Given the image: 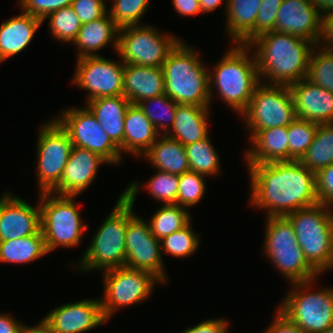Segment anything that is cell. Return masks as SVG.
<instances>
[{
  "label": "cell",
  "mask_w": 333,
  "mask_h": 333,
  "mask_svg": "<svg viewBox=\"0 0 333 333\" xmlns=\"http://www.w3.org/2000/svg\"><path fill=\"white\" fill-rule=\"evenodd\" d=\"M250 206L264 209L266 217L286 216L319 204L315 173L300 161L247 164Z\"/></svg>",
  "instance_id": "6da1fadb"
},
{
  "label": "cell",
  "mask_w": 333,
  "mask_h": 333,
  "mask_svg": "<svg viewBox=\"0 0 333 333\" xmlns=\"http://www.w3.org/2000/svg\"><path fill=\"white\" fill-rule=\"evenodd\" d=\"M248 46H254L255 51L251 52L255 55L261 82L266 78L267 84L290 86L306 77L315 44L271 31L258 36Z\"/></svg>",
  "instance_id": "7a4b0ae2"
},
{
  "label": "cell",
  "mask_w": 333,
  "mask_h": 333,
  "mask_svg": "<svg viewBox=\"0 0 333 333\" xmlns=\"http://www.w3.org/2000/svg\"><path fill=\"white\" fill-rule=\"evenodd\" d=\"M139 185L135 180L121 193L112 212L94 233L91 243L80 258L78 272L87 273L95 269L106 271L125 266L128 217L133 213Z\"/></svg>",
  "instance_id": "3957f363"
},
{
  "label": "cell",
  "mask_w": 333,
  "mask_h": 333,
  "mask_svg": "<svg viewBox=\"0 0 333 333\" xmlns=\"http://www.w3.org/2000/svg\"><path fill=\"white\" fill-rule=\"evenodd\" d=\"M250 50L248 45L232 44L214 69L209 70L210 101L216 87L220 99L238 115L246 110L261 83L255 55L249 54Z\"/></svg>",
  "instance_id": "277c9868"
},
{
  "label": "cell",
  "mask_w": 333,
  "mask_h": 333,
  "mask_svg": "<svg viewBox=\"0 0 333 333\" xmlns=\"http://www.w3.org/2000/svg\"><path fill=\"white\" fill-rule=\"evenodd\" d=\"M195 48L179 41L162 64L165 94L177 104L211 107L209 69Z\"/></svg>",
  "instance_id": "5b68a950"
},
{
  "label": "cell",
  "mask_w": 333,
  "mask_h": 333,
  "mask_svg": "<svg viewBox=\"0 0 333 333\" xmlns=\"http://www.w3.org/2000/svg\"><path fill=\"white\" fill-rule=\"evenodd\" d=\"M304 258L322 275L333 269V210L324 204L289 213Z\"/></svg>",
  "instance_id": "8992f818"
},
{
  "label": "cell",
  "mask_w": 333,
  "mask_h": 333,
  "mask_svg": "<svg viewBox=\"0 0 333 333\" xmlns=\"http://www.w3.org/2000/svg\"><path fill=\"white\" fill-rule=\"evenodd\" d=\"M263 251L290 283L318 278L319 273L304 258L290 220L286 216L266 217Z\"/></svg>",
  "instance_id": "52a82bcc"
},
{
  "label": "cell",
  "mask_w": 333,
  "mask_h": 333,
  "mask_svg": "<svg viewBox=\"0 0 333 333\" xmlns=\"http://www.w3.org/2000/svg\"><path fill=\"white\" fill-rule=\"evenodd\" d=\"M316 280L291 283L292 289L277 308L303 333H322L333 326V288L314 292Z\"/></svg>",
  "instance_id": "ba28073f"
},
{
  "label": "cell",
  "mask_w": 333,
  "mask_h": 333,
  "mask_svg": "<svg viewBox=\"0 0 333 333\" xmlns=\"http://www.w3.org/2000/svg\"><path fill=\"white\" fill-rule=\"evenodd\" d=\"M39 194L41 231L48 253L58 247H77L88 226L74 202L76 196H59L51 192Z\"/></svg>",
  "instance_id": "9c48e42d"
},
{
  "label": "cell",
  "mask_w": 333,
  "mask_h": 333,
  "mask_svg": "<svg viewBox=\"0 0 333 333\" xmlns=\"http://www.w3.org/2000/svg\"><path fill=\"white\" fill-rule=\"evenodd\" d=\"M249 131V140L259 131L288 126L295 118L293 95L289 86L261 82L241 114Z\"/></svg>",
  "instance_id": "30bf717a"
},
{
  "label": "cell",
  "mask_w": 333,
  "mask_h": 333,
  "mask_svg": "<svg viewBox=\"0 0 333 333\" xmlns=\"http://www.w3.org/2000/svg\"><path fill=\"white\" fill-rule=\"evenodd\" d=\"M102 273L104 274V294L100 301L106 321H109L118 309L147 300L153 293L155 284L162 283L149 271L126 266L109 269Z\"/></svg>",
  "instance_id": "8fae6325"
},
{
  "label": "cell",
  "mask_w": 333,
  "mask_h": 333,
  "mask_svg": "<svg viewBox=\"0 0 333 333\" xmlns=\"http://www.w3.org/2000/svg\"><path fill=\"white\" fill-rule=\"evenodd\" d=\"M180 40L170 33L162 35L149 24L127 26L119 29L117 53L126 64L162 67Z\"/></svg>",
  "instance_id": "7c38bea8"
},
{
  "label": "cell",
  "mask_w": 333,
  "mask_h": 333,
  "mask_svg": "<svg viewBox=\"0 0 333 333\" xmlns=\"http://www.w3.org/2000/svg\"><path fill=\"white\" fill-rule=\"evenodd\" d=\"M73 144L68 133L51 118L42 125L37 138V181L39 193L51 192L60 182Z\"/></svg>",
  "instance_id": "4fadbf2b"
},
{
  "label": "cell",
  "mask_w": 333,
  "mask_h": 333,
  "mask_svg": "<svg viewBox=\"0 0 333 333\" xmlns=\"http://www.w3.org/2000/svg\"><path fill=\"white\" fill-rule=\"evenodd\" d=\"M59 115L54 119L68 133L73 146L88 149L111 165L122 162L123 154L87 107H68Z\"/></svg>",
  "instance_id": "5bb4252c"
},
{
  "label": "cell",
  "mask_w": 333,
  "mask_h": 333,
  "mask_svg": "<svg viewBox=\"0 0 333 333\" xmlns=\"http://www.w3.org/2000/svg\"><path fill=\"white\" fill-rule=\"evenodd\" d=\"M125 248L126 267L149 271L167 284L161 241L151 233L149 223L135 212L128 217Z\"/></svg>",
  "instance_id": "9a60e30c"
},
{
  "label": "cell",
  "mask_w": 333,
  "mask_h": 333,
  "mask_svg": "<svg viewBox=\"0 0 333 333\" xmlns=\"http://www.w3.org/2000/svg\"><path fill=\"white\" fill-rule=\"evenodd\" d=\"M72 83L89 91L86 103L102 97L123 95L124 62L101 55L78 58Z\"/></svg>",
  "instance_id": "2e32d148"
},
{
  "label": "cell",
  "mask_w": 333,
  "mask_h": 333,
  "mask_svg": "<svg viewBox=\"0 0 333 333\" xmlns=\"http://www.w3.org/2000/svg\"><path fill=\"white\" fill-rule=\"evenodd\" d=\"M41 321L55 333H85L107 322L100 298L57 306Z\"/></svg>",
  "instance_id": "e0dca14e"
},
{
  "label": "cell",
  "mask_w": 333,
  "mask_h": 333,
  "mask_svg": "<svg viewBox=\"0 0 333 333\" xmlns=\"http://www.w3.org/2000/svg\"><path fill=\"white\" fill-rule=\"evenodd\" d=\"M41 231L40 206L34 207L19 196H0V242L20 239Z\"/></svg>",
  "instance_id": "ac0fdd59"
},
{
  "label": "cell",
  "mask_w": 333,
  "mask_h": 333,
  "mask_svg": "<svg viewBox=\"0 0 333 333\" xmlns=\"http://www.w3.org/2000/svg\"><path fill=\"white\" fill-rule=\"evenodd\" d=\"M322 15L312 0H283L279 8L275 32L291 34L319 44Z\"/></svg>",
  "instance_id": "d6986e66"
},
{
  "label": "cell",
  "mask_w": 333,
  "mask_h": 333,
  "mask_svg": "<svg viewBox=\"0 0 333 333\" xmlns=\"http://www.w3.org/2000/svg\"><path fill=\"white\" fill-rule=\"evenodd\" d=\"M107 164L98 154L73 146L59 184L51 191L59 196H78L93 183L100 165Z\"/></svg>",
  "instance_id": "ffe728a7"
},
{
  "label": "cell",
  "mask_w": 333,
  "mask_h": 333,
  "mask_svg": "<svg viewBox=\"0 0 333 333\" xmlns=\"http://www.w3.org/2000/svg\"><path fill=\"white\" fill-rule=\"evenodd\" d=\"M294 101L296 118L317 124L333 123V93L301 79L289 86Z\"/></svg>",
  "instance_id": "44dd1931"
},
{
  "label": "cell",
  "mask_w": 333,
  "mask_h": 333,
  "mask_svg": "<svg viewBox=\"0 0 333 333\" xmlns=\"http://www.w3.org/2000/svg\"><path fill=\"white\" fill-rule=\"evenodd\" d=\"M165 93L162 67L124 63L123 96L137 104Z\"/></svg>",
  "instance_id": "7402d4cb"
},
{
  "label": "cell",
  "mask_w": 333,
  "mask_h": 333,
  "mask_svg": "<svg viewBox=\"0 0 333 333\" xmlns=\"http://www.w3.org/2000/svg\"><path fill=\"white\" fill-rule=\"evenodd\" d=\"M249 141L252 147L245 152L247 164L289 161L287 126L259 130Z\"/></svg>",
  "instance_id": "603a6c76"
},
{
  "label": "cell",
  "mask_w": 333,
  "mask_h": 333,
  "mask_svg": "<svg viewBox=\"0 0 333 333\" xmlns=\"http://www.w3.org/2000/svg\"><path fill=\"white\" fill-rule=\"evenodd\" d=\"M43 21L24 11L0 24V64L31 43Z\"/></svg>",
  "instance_id": "cb8c5ba5"
},
{
  "label": "cell",
  "mask_w": 333,
  "mask_h": 333,
  "mask_svg": "<svg viewBox=\"0 0 333 333\" xmlns=\"http://www.w3.org/2000/svg\"><path fill=\"white\" fill-rule=\"evenodd\" d=\"M102 129L123 153L124 118L131 102L123 95L102 97L86 103Z\"/></svg>",
  "instance_id": "d4e9b609"
},
{
  "label": "cell",
  "mask_w": 333,
  "mask_h": 333,
  "mask_svg": "<svg viewBox=\"0 0 333 333\" xmlns=\"http://www.w3.org/2000/svg\"><path fill=\"white\" fill-rule=\"evenodd\" d=\"M262 0H225L226 32L233 44L248 45L255 39V21Z\"/></svg>",
  "instance_id": "484cf974"
},
{
  "label": "cell",
  "mask_w": 333,
  "mask_h": 333,
  "mask_svg": "<svg viewBox=\"0 0 333 333\" xmlns=\"http://www.w3.org/2000/svg\"><path fill=\"white\" fill-rule=\"evenodd\" d=\"M124 123L123 153L142 157L161 136L137 104L129 105Z\"/></svg>",
  "instance_id": "4316f807"
},
{
  "label": "cell",
  "mask_w": 333,
  "mask_h": 333,
  "mask_svg": "<svg viewBox=\"0 0 333 333\" xmlns=\"http://www.w3.org/2000/svg\"><path fill=\"white\" fill-rule=\"evenodd\" d=\"M210 107L178 104L171 129L165 134L183 146L207 138Z\"/></svg>",
  "instance_id": "83f0119b"
},
{
  "label": "cell",
  "mask_w": 333,
  "mask_h": 333,
  "mask_svg": "<svg viewBox=\"0 0 333 333\" xmlns=\"http://www.w3.org/2000/svg\"><path fill=\"white\" fill-rule=\"evenodd\" d=\"M118 32L119 28L108 12L97 20L82 24L78 36L73 42V45L78 49L77 57L98 56L96 52L109 43L113 44L112 48L117 52Z\"/></svg>",
  "instance_id": "f1b7e54d"
},
{
  "label": "cell",
  "mask_w": 333,
  "mask_h": 333,
  "mask_svg": "<svg viewBox=\"0 0 333 333\" xmlns=\"http://www.w3.org/2000/svg\"><path fill=\"white\" fill-rule=\"evenodd\" d=\"M161 138V139H160ZM142 156L156 170L181 175L190 170L185 147L175 139L163 135Z\"/></svg>",
  "instance_id": "f546056e"
},
{
  "label": "cell",
  "mask_w": 333,
  "mask_h": 333,
  "mask_svg": "<svg viewBox=\"0 0 333 333\" xmlns=\"http://www.w3.org/2000/svg\"><path fill=\"white\" fill-rule=\"evenodd\" d=\"M48 254L42 231L38 234L0 242V262L27 264Z\"/></svg>",
  "instance_id": "4dcf8cb0"
},
{
  "label": "cell",
  "mask_w": 333,
  "mask_h": 333,
  "mask_svg": "<svg viewBox=\"0 0 333 333\" xmlns=\"http://www.w3.org/2000/svg\"><path fill=\"white\" fill-rule=\"evenodd\" d=\"M299 161L315 174L333 163V123L318 124L313 142Z\"/></svg>",
  "instance_id": "1f68e13d"
},
{
  "label": "cell",
  "mask_w": 333,
  "mask_h": 333,
  "mask_svg": "<svg viewBox=\"0 0 333 333\" xmlns=\"http://www.w3.org/2000/svg\"><path fill=\"white\" fill-rule=\"evenodd\" d=\"M190 222L191 216L187 208L177 204H162L148 220L151 233L159 240L181 230Z\"/></svg>",
  "instance_id": "d6a6232c"
},
{
  "label": "cell",
  "mask_w": 333,
  "mask_h": 333,
  "mask_svg": "<svg viewBox=\"0 0 333 333\" xmlns=\"http://www.w3.org/2000/svg\"><path fill=\"white\" fill-rule=\"evenodd\" d=\"M211 138H207L186 145L185 151L190 167V171L205 175L215 176L220 173V157L211 143Z\"/></svg>",
  "instance_id": "836d02e7"
},
{
  "label": "cell",
  "mask_w": 333,
  "mask_h": 333,
  "mask_svg": "<svg viewBox=\"0 0 333 333\" xmlns=\"http://www.w3.org/2000/svg\"><path fill=\"white\" fill-rule=\"evenodd\" d=\"M137 105L161 135H165L171 129L178 104L165 93L143 100L137 103Z\"/></svg>",
  "instance_id": "e575fe53"
},
{
  "label": "cell",
  "mask_w": 333,
  "mask_h": 333,
  "mask_svg": "<svg viewBox=\"0 0 333 333\" xmlns=\"http://www.w3.org/2000/svg\"><path fill=\"white\" fill-rule=\"evenodd\" d=\"M314 48L305 79L333 93V48L319 44Z\"/></svg>",
  "instance_id": "d590c367"
},
{
  "label": "cell",
  "mask_w": 333,
  "mask_h": 333,
  "mask_svg": "<svg viewBox=\"0 0 333 333\" xmlns=\"http://www.w3.org/2000/svg\"><path fill=\"white\" fill-rule=\"evenodd\" d=\"M45 19H49L48 26L54 39L73 44L82 24L71 6L52 12Z\"/></svg>",
  "instance_id": "8d00e7d4"
},
{
  "label": "cell",
  "mask_w": 333,
  "mask_h": 333,
  "mask_svg": "<svg viewBox=\"0 0 333 333\" xmlns=\"http://www.w3.org/2000/svg\"><path fill=\"white\" fill-rule=\"evenodd\" d=\"M318 124L295 118L288 126L289 161H299L313 142Z\"/></svg>",
  "instance_id": "74e56055"
},
{
  "label": "cell",
  "mask_w": 333,
  "mask_h": 333,
  "mask_svg": "<svg viewBox=\"0 0 333 333\" xmlns=\"http://www.w3.org/2000/svg\"><path fill=\"white\" fill-rule=\"evenodd\" d=\"M192 222L187 226L161 239L162 254L184 258L194 254L200 243V236L192 228Z\"/></svg>",
  "instance_id": "f35d334b"
},
{
  "label": "cell",
  "mask_w": 333,
  "mask_h": 333,
  "mask_svg": "<svg viewBox=\"0 0 333 333\" xmlns=\"http://www.w3.org/2000/svg\"><path fill=\"white\" fill-rule=\"evenodd\" d=\"M112 4L108 13L120 29L127 26L141 25L139 22L145 15L150 0H114Z\"/></svg>",
  "instance_id": "ab89813d"
},
{
  "label": "cell",
  "mask_w": 333,
  "mask_h": 333,
  "mask_svg": "<svg viewBox=\"0 0 333 333\" xmlns=\"http://www.w3.org/2000/svg\"><path fill=\"white\" fill-rule=\"evenodd\" d=\"M205 177V175L190 170L179 175L176 204L188 209L199 203L207 188Z\"/></svg>",
  "instance_id": "60d3db41"
},
{
  "label": "cell",
  "mask_w": 333,
  "mask_h": 333,
  "mask_svg": "<svg viewBox=\"0 0 333 333\" xmlns=\"http://www.w3.org/2000/svg\"><path fill=\"white\" fill-rule=\"evenodd\" d=\"M145 188L154 201H161L163 205L176 204L179 189V175L157 170L146 182Z\"/></svg>",
  "instance_id": "b9f144b4"
},
{
  "label": "cell",
  "mask_w": 333,
  "mask_h": 333,
  "mask_svg": "<svg viewBox=\"0 0 333 333\" xmlns=\"http://www.w3.org/2000/svg\"><path fill=\"white\" fill-rule=\"evenodd\" d=\"M283 0H262L255 21V38L274 31L279 8Z\"/></svg>",
  "instance_id": "7bdbcfd3"
},
{
  "label": "cell",
  "mask_w": 333,
  "mask_h": 333,
  "mask_svg": "<svg viewBox=\"0 0 333 333\" xmlns=\"http://www.w3.org/2000/svg\"><path fill=\"white\" fill-rule=\"evenodd\" d=\"M73 0H19L22 11L41 19L63 7L71 6Z\"/></svg>",
  "instance_id": "ee69618b"
},
{
  "label": "cell",
  "mask_w": 333,
  "mask_h": 333,
  "mask_svg": "<svg viewBox=\"0 0 333 333\" xmlns=\"http://www.w3.org/2000/svg\"><path fill=\"white\" fill-rule=\"evenodd\" d=\"M106 4L104 0H73L71 7L84 24L103 17L108 12Z\"/></svg>",
  "instance_id": "f6af8a7d"
},
{
  "label": "cell",
  "mask_w": 333,
  "mask_h": 333,
  "mask_svg": "<svg viewBox=\"0 0 333 333\" xmlns=\"http://www.w3.org/2000/svg\"><path fill=\"white\" fill-rule=\"evenodd\" d=\"M319 204L333 207V163L315 174Z\"/></svg>",
  "instance_id": "bcb514c9"
},
{
  "label": "cell",
  "mask_w": 333,
  "mask_h": 333,
  "mask_svg": "<svg viewBox=\"0 0 333 333\" xmlns=\"http://www.w3.org/2000/svg\"><path fill=\"white\" fill-rule=\"evenodd\" d=\"M229 322L225 318L208 319L189 327L181 333H224L228 328Z\"/></svg>",
  "instance_id": "7dc6e473"
},
{
  "label": "cell",
  "mask_w": 333,
  "mask_h": 333,
  "mask_svg": "<svg viewBox=\"0 0 333 333\" xmlns=\"http://www.w3.org/2000/svg\"><path fill=\"white\" fill-rule=\"evenodd\" d=\"M274 319L263 333H303L302 330L291 320H289L278 309L275 311Z\"/></svg>",
  "instance_id": "c3c4849f"
},
{
  "label": "cell",
  "mask_w": 333,
  "mask_h": 333,
  "mask_svg": "<svg viewBox=\"0 0 333 333\" xmlns=\"http://www.w3.org/2000/svg\"><path fill=\"white\" fill-rule=\"evenodd\" d=\"M321 46L333 48V10L322 15L321 36L319 39Z\"/></svg>",
  "instance_id": "681fc988"
},
{
  "label": "cell",
  "mask_w": 333,
  "mask_h": 333,
  "mask_svg": "<svg viewBox=\"0 0 333 333\" xmlns=\"http://www.w3.org/2000/svg\"><path fill=\"white\" fill-rule=\"evenodd\" d=\"M173 8L180 16L201 14L199 0H172Z\"/></svg>",
  "instance_id": "f907efd6"
},
{
  "label": "cell",
  "mask_w": 333,
  "mask_h": 333,
  "mask_svg": "<svg viewBox=\"0 0 333 333\" xmlns=\"http://www.w3.org/2000/svg\"><path fill=\"white\" fill-rule=\"evenodd\" d=\"M26 324L17 321L11 314L0 313V333H24Z\"/></svg>",
  "instance_id": "816d5d0a"
},
{
  "label": "cell",
  "mask_w": 333,
  "mask_h": 333,
  "mask_svg": "<svg viewBox=\"0 0 333 333\" xmlns=\"http://www.w3.org/2000/svg\"><path fill=\"white\" fill-rule=\"evenodd\" d=\"M312 3L321 15L333 10V0H312Z\"/></svg>",
  "instance_id": "f5cc1de1"
},
{
  "label": "cell",
  "mask_w": 333,
  "mask_h": 333,
  "mask_svg": "<svg viewBox=\"0 0 333 333\" xmlns=\"http://www.w3.org/2000/svg\"><path fill=\"white\" fill-rule=\"evenodd\" d=\"M224 0H199L202 13H208L215 10Z\"/></svg>",
  "instance_id": "db71d44e"
},
{
  "label": "cell",
  "mask_w": 333,
  "mask_h": 333,
  "mask_svg": "<svg viewBox=\"0 0 333 333\" xmlns=\"http://www.w3.org/2000/svg\"><path fill=\"white\" fill-rule=\"evenodd\" d=\"M24 333H55L42 321L38 322L35 326L26 325Z\"/></svg>",
  "instance_id": "11a10c76"
},
{
  "label": "cell",
  "mask_w": 333,
  "mask_h": 333,
  "mask_svg": "<svg viewBox=\"0 0 333 333\" xmlns=\"http://www.w3.org/2000/svg\"><path fill=\"white\" fill-rule=\"evenodd\" d=\"M322 333H333V326L329 327L327 330H325Z\"/></svg>",
  "instance_id": "9f6ffc18"
}]
</instances>
